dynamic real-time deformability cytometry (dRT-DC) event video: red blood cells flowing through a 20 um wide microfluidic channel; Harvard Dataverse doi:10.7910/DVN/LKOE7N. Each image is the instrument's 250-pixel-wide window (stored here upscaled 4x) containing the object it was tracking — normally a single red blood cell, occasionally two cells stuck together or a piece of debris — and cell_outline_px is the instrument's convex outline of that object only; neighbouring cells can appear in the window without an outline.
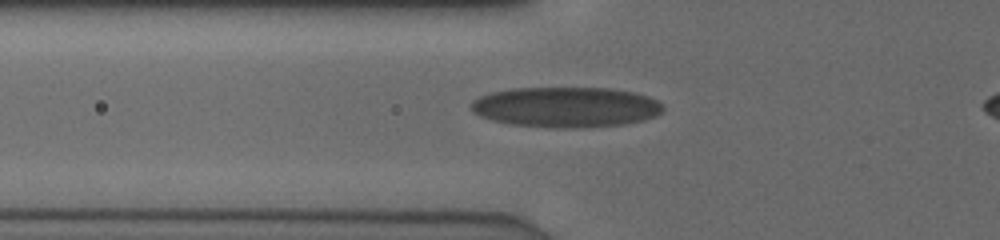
{"species": "human", "species_latin": "Homo sapiens", "temperature_condition": "cold", "stored_images_in_passage": 10, "camera_frame_rate_fps": 3000, "um_per_image_px": 0.085, "donor": {"sex": "male"}, "frame": {"image": 1, "passage_image": 2, "time_ms": 0.333, "image_size_px": [1000, 240], "cell_outline_px": [[664, 112], [656, 116], [644, 120], [624, 124], [564, 128], [548, 128], [512, 124], [492, 120], [480, 116], [472, 112], [472, 100], [480, 96], [492, 92], [512, 88], [612, 88], [636, 92], [648, 96], [664, 104]], "centroid_in_image_um": [48.14, 9.1], "position_along_channel_um": 77.7, "area_um2": 45.37}}
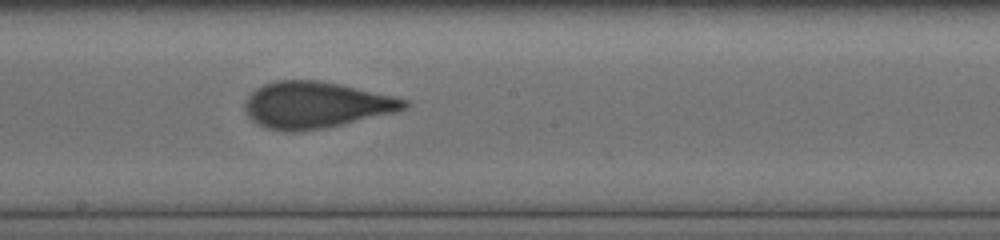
{"frame": {"image": 2, "passage_image": 7, "time_ms": 2.0, "image_size_px": [1000, 240], "cell_outline_px": [[408, 104], [404, 108], [396, 112], [340, 124], [320, 128], [268, 128], [252, 120], [248, 116], [244, 108], [244, 104], [248, 96], [256, 88], [264, 84], [276, 80], [320, 80], [340, 84], [396, 96], [408, 100]], "centroid_in_image_um": [26.87, 8.86], "position_along_channel_um": 221.3, "area_um2": 41.96}}
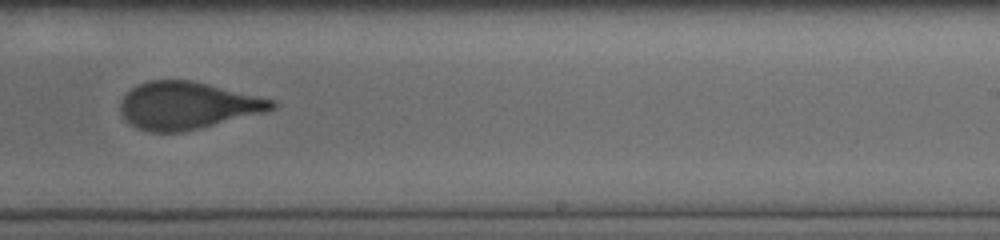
{"frame": {"image": 3, "passage_image": 9, "time_ms": 2.667, "image_size_px": [1000, 240], "cell_outline_px": [[276, 108], [264, 112], [200, 128], [180, 132], [152, 132], [136, 128], [124, 120], [120, 112], [120, 100], [132, 88], [148, 80], [192, 80], [276, 100]], "centroid_in_image_um": [15.9, 8.97], "position_along_channel_um": 273.1, "area_um2": 41.73}}